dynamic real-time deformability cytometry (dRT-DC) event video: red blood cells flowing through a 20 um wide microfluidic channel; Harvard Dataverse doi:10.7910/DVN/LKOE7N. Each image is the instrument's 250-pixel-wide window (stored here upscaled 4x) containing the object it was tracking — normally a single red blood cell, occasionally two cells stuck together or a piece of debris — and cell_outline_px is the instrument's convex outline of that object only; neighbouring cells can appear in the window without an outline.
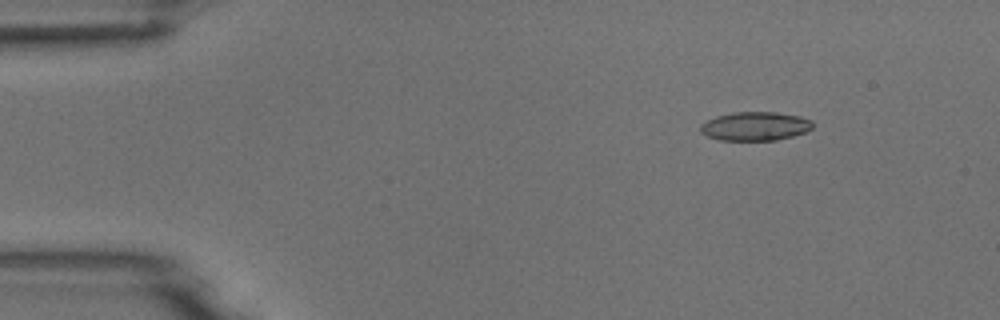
{"species": "common noctule bat (a hibernating species)", "species_latin": "Nyctalus noctula", "temperature_condition": "room temperature", "stored_images_in_passage": 7, "camera_frame_rate_fps": 3000, "um_per_image_px": 0.085, "animal": {"sex": "male", "body_mass_g": 18.8}, "frame": {"image": 1, "passage_image": 2, "time_ms": 1.333, "image_size_px": [1000, 320], "cell_outline_px": [[812, 128], [804, 132], [792, 136], [776, 140], [720, 140], [708, 136], [700, 132], [700, 124], [716, 116], [732, 112], [776, 112], [800, 116], [812, 120]], "centroid_in_image_um": [64.17, 10.72], "position_along_channel_um": 20.8, "area_um2": 18.79}}